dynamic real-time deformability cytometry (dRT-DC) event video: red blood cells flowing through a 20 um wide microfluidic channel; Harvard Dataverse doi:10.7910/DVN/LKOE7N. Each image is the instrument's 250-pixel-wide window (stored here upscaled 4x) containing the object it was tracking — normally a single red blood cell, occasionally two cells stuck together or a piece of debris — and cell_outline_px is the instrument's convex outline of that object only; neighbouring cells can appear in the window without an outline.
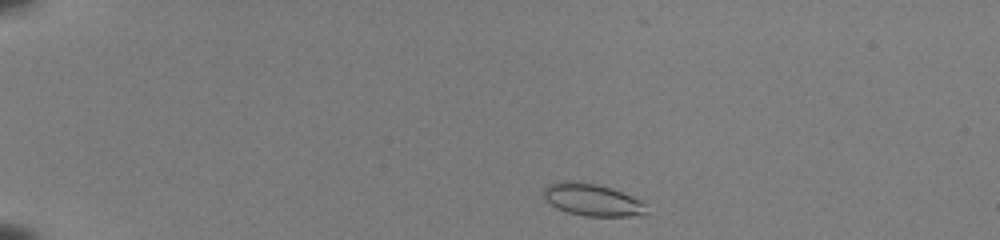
{"species": "common noctule bat (a hibernating species)", "species_latin": "Nyctalus noctula", "temperature_condition": "room temperature", "stored_images_in_passage": 44, "camera_frame_rate_fps": 3000, "um_per_image_px": 0.085, "animal": {"sex": "female", "body_mass_g": 22.0, "forearm_length_mm": 56.7}, "frame": {"image": 1, "passage_image": 2, "time_ms": 0.333, "image_size_px": [1000, 240], "cell_outline_px": [[648, 212], [644, 216], [584, 216], [568, 212], [556, 208], [544, 196], [544, 188], [548, 184], [556, 180], [580, 180], [612, 188], [648, 200]], "centroid_in_image_um": [50.46, 16.96], "position_along_channel_um": 34.5, "area_um2": 20.17}}
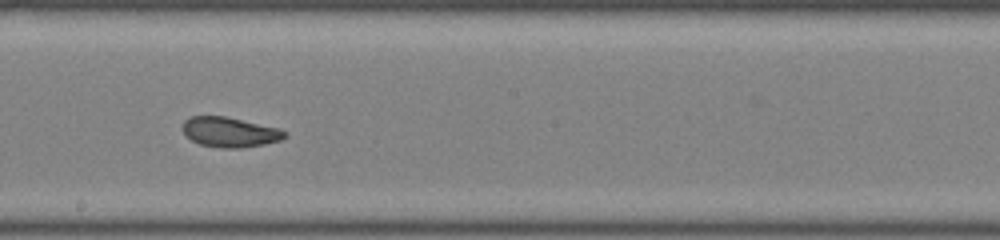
{"frame": {"image": 2, "passage_image": 23, "time_ms": 7.333, "image_size_px": [1000, 240], "cell_outline_px": [[288, 136], [280, 140], [264, 144], [240, 148], [220, 148], [200, 144], [192, 140], [180, 128], [184, 120], [188, 116], [224, 116], [280, 128], [288, 132]], "centroid_in_image_um": [19.53, 11.22], "position_along_channel_um": 228.7, "area_um2": 17.98}}
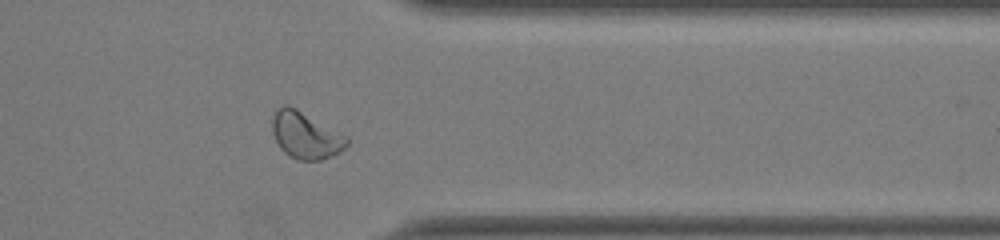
{"frame": {"image": 3, "passage_image": 35, "time_ms": 11.333, "image_size_px": [1000, 240], "cell_outline_px": [[348, 144], [344, 148], [332, 156], [320, 160], [296, 160], [288, 156], [280, 148], [272, 132], [272, 116], [284, 104], [288, 104], [296, 108], [348, 136]], "centroid_in_image_um": [25.97, 11.5], "position_along_channel_um": 385.4, "area_um2": 20.35}, "authors_computed_cell_mechanics": {"area_um2": 18.9295, "velocity_mm_per_s": 3.9596, "shape_relaxation_time_tau1_ms": 6.485, "shape_relaxation_time_tau2_ms": 1.8207, "deformation_change_tau1": 0.1532, "deformation_change_tau2": 0.0566}}